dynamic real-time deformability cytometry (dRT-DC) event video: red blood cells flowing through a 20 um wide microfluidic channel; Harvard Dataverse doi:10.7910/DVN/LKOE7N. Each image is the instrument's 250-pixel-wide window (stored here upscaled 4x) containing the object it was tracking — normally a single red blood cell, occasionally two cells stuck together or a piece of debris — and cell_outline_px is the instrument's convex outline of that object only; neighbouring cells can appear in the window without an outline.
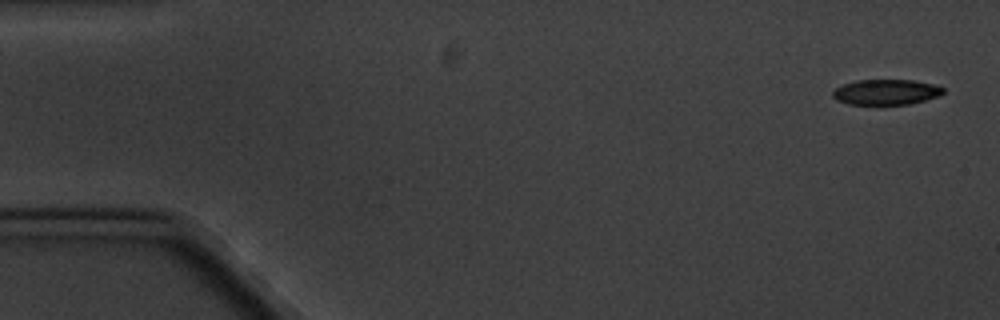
{"species": "common noctule bat (a hibernating species)", "species_latin": "Nyctalus noctula", "temperature_condition": "cold", "stored_images_in_passage": 6, "camera_frame_rate_fps": 3000, "um_per_image_px": 0.085, "animal": {"sex": "male", "body_mass_g": 20.1, "forearm_length_mm": 53.5}, "frame": {"image": 1, "passage_image": 1, "time_ms": 0.0, "image_size_px": [1000, 320], "cell_outline_px": [[944, 92], [940, 96], [908, 104], [848, 104], [836, 100], [832, 96], [832, 92], [836, 88], [844, 84], [856, 80], [912, 80], [932, 84], [944, 88]], "centroid_in_image_um": [75.3, 7.82], "position_along_channel_um": 9.7, "area_um2": 16.24}}
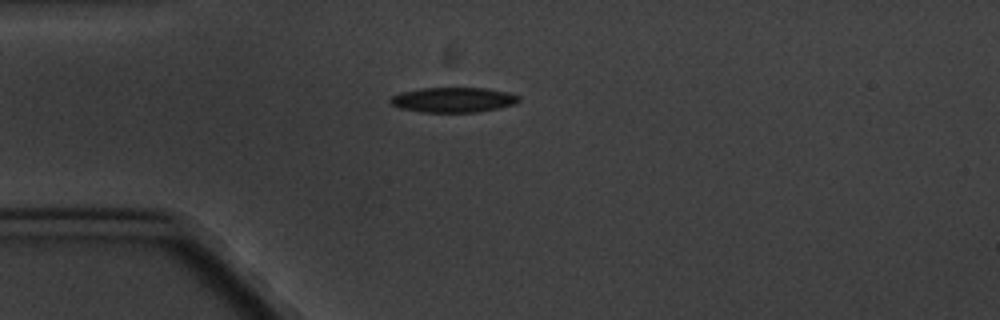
{"frame": {"image": 2, "passage_image": 4, "time_ms": 4.333, "image_size_px": [1000, 320], "cell_outline_px": [[520, 100], [516, 104], [476, 112], [420, 112], [400, 108], [392, 104], [388, 100], [392, 96], [400, 92], [420, 88], [484, 88], [508, 92], [520, 96]], "centroid_in_image_um": [38.51, 8.48], "position_along_channel_um": 46.5, "area_um2": 18.73}}